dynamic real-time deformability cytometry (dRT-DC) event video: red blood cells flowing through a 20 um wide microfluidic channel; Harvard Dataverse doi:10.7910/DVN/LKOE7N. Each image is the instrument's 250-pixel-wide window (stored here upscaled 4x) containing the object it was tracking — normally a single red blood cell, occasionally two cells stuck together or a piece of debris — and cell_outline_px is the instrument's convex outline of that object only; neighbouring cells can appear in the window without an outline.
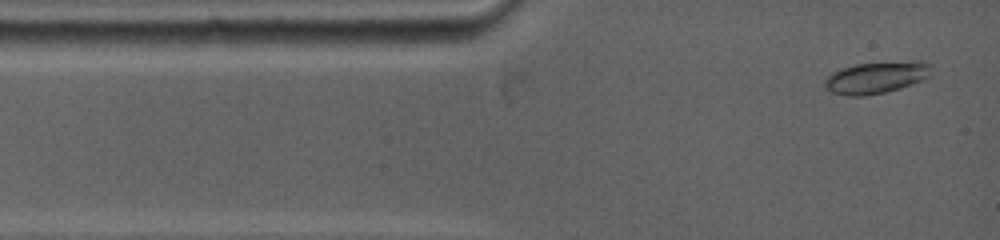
{"species": "common noctule bat (a hibernating species)", "species_latin": "Nyctalus noctula", "temperature_condition": "warm", "stored_images_in_passage": 65, "camera_frame_rate_fps": 5000, "um_per_image_px": 0.085, "animal": {"sex": "female", "body_mass_g": 19.0, "forearm_length_mm": 53.3}, "frame": {"image": 1, "passage_image": 3, "time_ms": 0.4, "image_size_px": [1000, 240], "cell_outline_px": [[932, 64], [928, 76], [924, 80], [900, 88], [884, 92], [864, 96], [844, 96], [832, 92], [824, 88], [824, 80], [832, 72], [840, 68], [856, 64], [912, 60], [924, 60]], "centroid_in_image_um": [74.49, 6.57], "position_along_channel_um": 10.5, "area_um2": 20.11}}
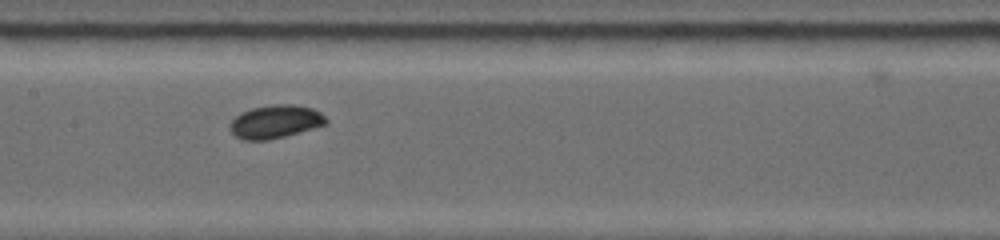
{"frame": {"image": 2, "passage_image": 34, "time_ms": 5.8, "image_size_px": [1000, 240], "cell_outline_px": [[328, 124], [284, 136], [268, 140], [244, 140], [236, 136], [228, 128], [228, 124], [240, 112], [252, 108], [272, 104], [292, 104], [312, 108], [320, 112], [328, 120]], "centroid_in_image_um": [23.39, 10.33], "position_along_channel_um": 184.0, "area_um2": 18.67}}
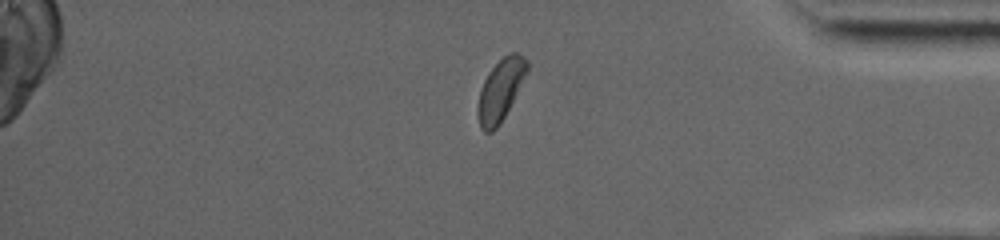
{"frame": {"image": 3, "passage_image": 53, "time_ms": 11.8, "image_size_px": [1000, 240], "cell_outline_px": [[528, 72], [504, 116], [496, 128], [492, 132], [484, 132], [480, 128], [480, 88], [488, 72], [508, 52], [516, 52], [524, 56], [528, 60]], "centroid_in_image_um": [42.59, 7.58], "position_along_channel_um": 392.6, "area_um2": 17.11}, "authors_computed_cell_mechanics": {"area_um2": 18.0914, "velocity_mm_per_s": 3.8883, "shape_relaxation_time_tau1_ms": 3.1851, "shape_relaxation_time_tau2_ms": null, "deformation_change_tau1": 0.0762, "deformation_change_tau2": null}}